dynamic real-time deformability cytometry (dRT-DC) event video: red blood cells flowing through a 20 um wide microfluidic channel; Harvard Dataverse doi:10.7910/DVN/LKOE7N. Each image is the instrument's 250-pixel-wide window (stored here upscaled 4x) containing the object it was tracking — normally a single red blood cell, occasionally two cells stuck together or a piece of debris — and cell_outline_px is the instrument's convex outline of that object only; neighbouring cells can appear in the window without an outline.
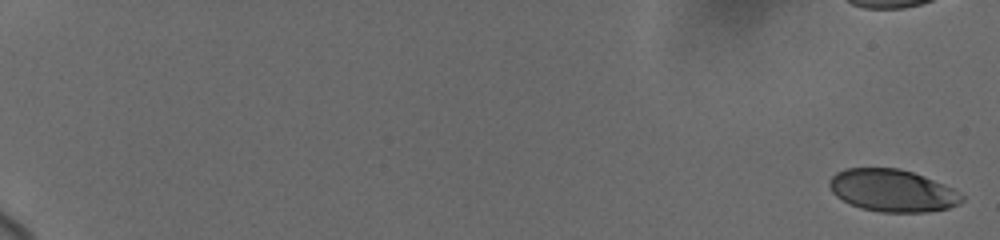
{"species": "human", "species_latin": "Homo sapiens", "temperature_condition": "cold", "stored_images_in_passage": 9, "camera_frame_rate_fps": 3000, "um_per_image_px": 0.085, "donor": {"sex": "female"}, "frame": {"image": 1, "passage_image": 1, "time_ms": 0.0, "image_size_px": [1000, 240], "cell_outline_px": [[964, 200], [960, 204], [948, 208], [928, 212], [880, 212], [860, 208], [836, 196], [832, 192], [828, 184], [828, 180], [836, 172], [848, 168], [900, 168], [924, 176], [944, 184], [952, 188], [964, 196]], "centroid_in_image_um": [75.86, 16.2], "position_along_channel_um": 9.1, "area_um2": 32.71}}